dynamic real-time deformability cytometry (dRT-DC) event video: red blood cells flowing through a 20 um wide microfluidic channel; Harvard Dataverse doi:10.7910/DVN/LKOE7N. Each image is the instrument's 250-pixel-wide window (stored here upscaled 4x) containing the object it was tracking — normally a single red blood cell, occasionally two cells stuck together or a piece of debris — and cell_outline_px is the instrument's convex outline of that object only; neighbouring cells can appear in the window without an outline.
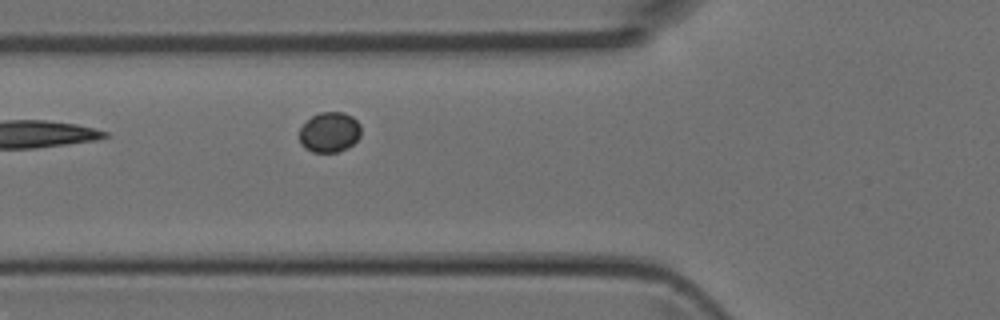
{"species": "Egyptian fruit bat (a non-hibernating species)", "species_latin": "Rousettus aegyptiacus", "temperature_condition": "room temperature", "stored_images_in_passage": 4, "camera_frame_rate_fps": 3000, "um_per_image_px": 0.085, "animal": {"sex": "female"}, "frame": {"image": 1, "passage_image": 4, "time_ms": 1.0, "image_size_px": [1000, 320], "cell_outline_px": [[360, 136], [348, 148], [336, 152], [312, 152], [304, 148], [300, 144], [300, 128], [312, 116], [320, 112], [344, 112], [352, 116], [360, 124]], "centroid_in_image_um": [28.01, 11.24], "position_along_channel_um": 97.8, "area_um2": 14.45}}